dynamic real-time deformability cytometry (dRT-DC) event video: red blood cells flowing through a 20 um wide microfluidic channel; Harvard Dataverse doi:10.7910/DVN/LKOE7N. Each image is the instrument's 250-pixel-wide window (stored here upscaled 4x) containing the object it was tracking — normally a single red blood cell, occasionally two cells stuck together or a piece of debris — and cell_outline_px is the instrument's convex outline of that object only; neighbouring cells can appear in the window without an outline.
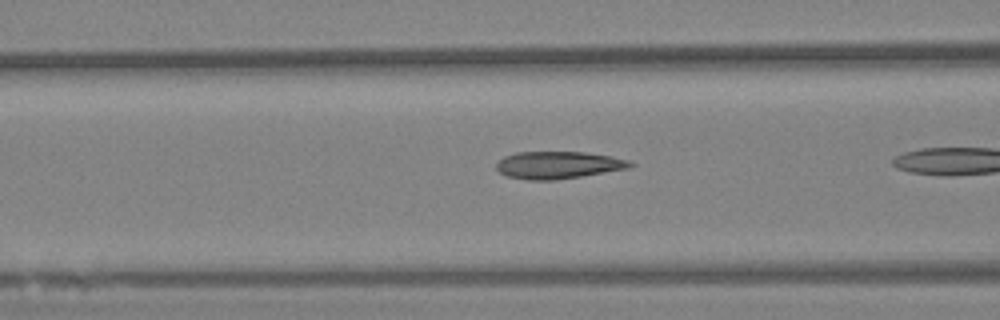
{"species": "Egyptian fruit bat (a non-hibernating species)", "species_latin": "Rousettus aegyptiacus", "temperature_condition": "warm", "stored_images_in_passage": 18, "camera_frame_rate_fps": 3000, "um_per_image_px": 0.085, "animal": {"sex": "female"}, "frame": {"image": 1, "passage_image": 6, "time_ms": 1.667, "image_size_px": [1000, 320], "cell_outline_px": [[636, 164], [632, 168], [580, 176], [552, 180], [528, 180], [508, 176], [500, 172], [496, 168], [496, 164], [504, 156], [516, 152], [584, 152], [612, 156], [628, 160]], "centroid_in_image_um": [47.48, 14.02], "position_along_channel_um": 119.1, "area_um2": 21.27}}
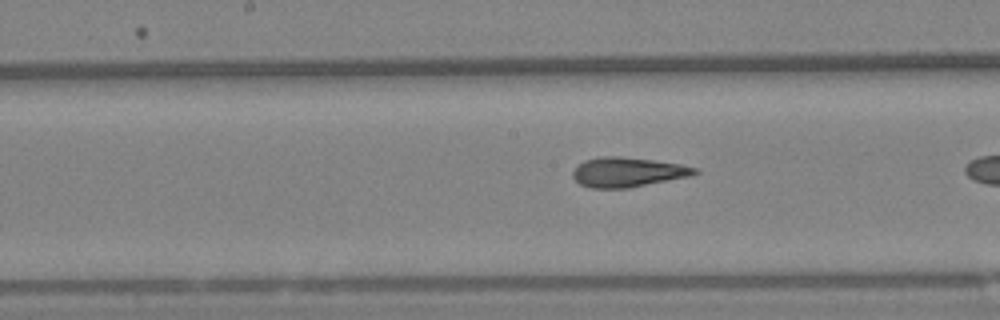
{"frame": {"image": 2, "passage_image": 13, "time_ms": 4.0, "image_size_px": [1000, 320], "cell_outline_px": [[700, 172], [692, 176], [628, 188], [592, 188], [580, 184], [572, 176], [572, 172], [584, 160], [600, 156], [620, 156], [652, 160], [680, 164], [696, 168]], "centroid_in_image_um": [53.36, 14.63], "position_along_channel_um": 194.8, "area_um2": 21.04}}